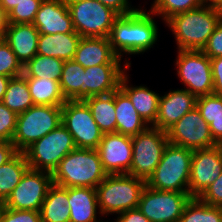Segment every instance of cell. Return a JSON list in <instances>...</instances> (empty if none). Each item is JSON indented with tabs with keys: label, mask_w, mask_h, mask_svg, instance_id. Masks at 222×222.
<instances>
[{
	"label": "cell",
	"mask_w": 222,
	"mask_h": 222,
	"mask_svg": "<svg viewBox=\"0 0 222 222\" xmlns=\"http://www.w3.org/2000/svg\"><path fill=\"white\" fill-rule=\"evenodd\" d=\"M39 35L33 24H7L3 40L24 66L37 54Z\"/></svg>",
	"instance_id": "cell-22"
},
{
	"label": "cell",
	"mask_w": 222,
	"mask_h": 222,
	"mask_svg": "<svg viewBox=\"0 0 222 222\" xmlns=\"http://www.w3.org/2000/svg\"><path fill=\"white\" fill-rule=\"evenodd\" d=\"M29 168L23 152H18L7 163L0 165V199L5 201Z\"/></svg>",
	"instance_id": "cell-29"
},
{
	"label": "cell",
	"mask_w": 222,
	"mask_h": 222,
	"mask_svg": "<svg viewBox=\"0 0 222 222\" xmlns=\"http://www.w3.org/2000/svg\"><path fill=\"white\" fill-rule=\"evenodd\" d=\"M2 103L17 114L28 110L34 105L26 78L23 75L10 79Z\"/></svg>",
	"instance_id": "cell-30"
},
{
	"label": "cell",
	"mask_w": 222,
	"mask_h": 222,
	"mask_svg": "<svg viewBox=\"0 0 222 222\" xmlns=\"http://www.w3.org/2000/svg\"><path fill=\"white\" fill-rule=\"evenodd\" d=\"M75 148L77 147L73 136L61 123L56 129L31 144L23 153L29 168L52 174L59 162Z\"/></svg>",
	"instance_id": "cell-7"
},
{
	"label": "cell",
	"mask_w": 222,
	"mask_h": 222,
	"mask_svg": "<svg viewBox=\"0 0 222 222\" xmlns=\"http://www.w3.org/2000/svg\"><path fill=\"white\" fill-rule=\"evenodd\" d=\"M201 51L210 59L222 57V22L216 26L215 30Z\"/></svg>",
	"instance_id": "cell-41"
},
{
	"label": "cell",
	"mask_w": 222,
	"mask_h": 222,
	"mask_svg": "<svg viewBox=\"0 0 222 222\" xmlns=\"http://www.w3.org/2000/svg\"><path fill=\"white\" fill-rule=\"evenodd\" d=\"M160 95L158 114L153 125L167 131L183 115L196 107L197 97L186 89H170Z\"/></svg>",
	"instance_id": "cell-18"
},
{
	"label": "cell",
	"mask_w": 222,
	"mask_h": 222,
	"mask_svg": "<svg viewBox=\"0 0 222 222\" xmlns=\"http://www.w3.org/2000/svg\"><path fill=\"white\" fill-rule=\"evenodd\" d=\"M191 198L189 192L160 191L145 185L138 209L151 222H178Z\"/></svg>",
	"instance_id": "cell-11"
},
{
	"label": "cell",
	"mask_w": 222,
	"mask_h": 222,
	"mask_svg": "<svg viewBox=\"0 0 222 222\" xmlns=\"http://www.w3.org/2000/svg\"><path fill=\"white\" fill-rule=\"evenodd\" d=\"M32 24L40 35L77 33L66 0H43Z\"/></svg>",
	"instance_id": "cell-19"
},
{
	"label": "cell",
	"mask_w": 222,
	"mask_h": 222,
	"mask_svg": "<svg viewBox=\"0 0 222 222\" xmlns=\"http://www.w3.org/2000/svg\"><path fill=\"white\" fill-rule=\"evenodd\" d=\"M43 0H22L7 14L8 24H32Z\"/></svg>",
	"instance_id": "cell-35"
},
{
	"label": "cell",
	"mask_w": 222,
	"mask_h": 222,
	"mask_svg": "<svg viewBox=\"0 0 222 222\" xmlns=\"http://www.w3.org/2000/svg\"><path fill=\"white\" fill-rule=\"evenodd\" d=\"M216 146L218 147V149L220 150V153H221V155H222V140H220V141L216 144Z\"/></svg>",
	"instance_id": "cell-53"
},
{
	"label": "cell",
	"mask_w": 222,
	"mask_h": 222,
	"mask_svg": "<svg viewBox=\"0 0 222 222\" xmlns=\"http://www.w3.org/2000/svg\"><path fill=\"white\" fill-rule=\"evenodd\" d=\"M18 151L12 142L0 141V165L7 163Z\"/></svg>",
	"instance_id": "cell-45"
},
{
	"label": "cell",
	"mask_w": 222,
	"mask_h": 222,
	"mask_svg": "<svg viewBox=\"0 0 222 222\" xmlns=\"http://www.w3.org/2000/svg\"><path fill=\"white\" fill-rule=\"evenodd\" d=\"M22 0H0V8L8 14Z\"/></svg>",
	"instance_id": "cell-47"
},
{
	"label": "cell",
	"mask_w": 222,
	"mask_h": 222,
	"mask_svg": "<svg viewBox=\"0 0 222 222\" xmlns=\"http://www.w3.org/2000/svg\"><path fill=\"white\" fill-rule=\"evenodd\" d=\"M196 107L203 119L210 124L222 113V96L211 94L197 97Z\"/></svg>",
	"instance_id": "cell-37"
},
{
	"label": "cell",
	"mask_w": 222,
	"mask_h": 222,
	"mask_svg": "<svg viewBox=\"0 0 222 222\" xmlns=\"http://www.w3.org/2000/svg\"><path fill=\"white\" fill-rule=\"evenodd\" d=\"M0 222H42L40 211L4 208Z\"/></svg>",
	"instance_id": "cell-39"
},
{
	"label": "cell",
	"mask_w": 222,
	"mask_h": 222,
	"mask_svg": "<svg viewBox=\"0 0 222 222\" xmlns=\"http://www.w3.org/2000/svg\"><path fill=\"white\" fill-rule=\"evenodd\" d=\"M107 175L96 149L75 148L59 162L52 180L62 187L96 188Z\"/></svg>",
	"instance_id": "cell-3"
},
{
	"label": "cell",
	"mask_w": 222,
	"mask_h": 222,
	"mask_svg": "<svg viewBox=\"0 0 222 222\" xmlns=\"http://www.w3.org/2000/svg\"><path fill=\"white\" fill-rule=\"evenodd\" d=\"M130 68L127 64H100L85 68L84 84L80 88V100L113 93L119 88L124 73L132 70Z\"/></svg>",
	"instance_id": "cell-17"
},
{
	"label": "cell",
	"mask_w": 222,
	"mask_h": 222,
	"mask_svg": "<svg viewBox=\"0 0 222 222\" xmlns=\"http://www.w3.org/2000/svg\"><path fill=\"white\" fill-rule=\"evenodd\" d=\"M146 11L145 7H141L134 13L119 15L109 35L113 51L130 67V55H143L154 48L160 38L159 26L154 19L156 15Z\"/></svg>",
	"instance_id": "cell-1"
},
{
	"label": "cell",
	"mask_w": 222,
	"mask_h": 222,
	"mask_svg": "<svg viewBox=\"0 0 222 222\" xmlns=\"http://www.w3.org/2000/svg\"><path fill=\"white\" fill-rule=\"evenodd\" d=\"M40 214L42 222H70L67 187L53 183L42 203Z\"/></svg>",
	"instance_id": "cell-26"
},
{
	"label": "cell",
	"mask_w": 222,
	"mask_h": 222,
	"mask_svg": "<svg viewBox=\"0 0 222 222\" xmlns=\"http://www.w3.org/2000/svg\"><path fill=\"white\" fill-rule=\"evenodd\" d=\"M219 23L217 9L204 5L173 15L164 22L175 38L177 50H202Z\"/></svg>",
	"instance_id": "cell-2"
},
{
	"label": "cell",
	"mask_w": 222,
	"mask_h": 222,
	"mask_svg": "<svg viewBox=\"0 0 222 222\" xmlns=\"http://www.w3.org/2000/svg\"><path fill=\"white\" fill-rule=\"evenodd\" d=\"M62 121V106L33 105L18 114L12 143L18 152L56 129Z\"/></svg>",
	"instance_id": "cell-6"
},
{
	"label": "cell",
	"mask_w": 222,
	"mask_h": 222,
	"mask_svg": "<svg viewBox=\"0 0 222 222\" xmlns=\"http://www.w3.org/2000/svg\"><path fill=\"white\" fill-rule=\"evenodd\" d=\"M129 76L126 71L120 80L119 88L129 97L140 117L149 126H153L158 114L160 94L144 84L133 86Z\"/></svg>",
	"instance_id": "cell-21"
},
{
	"label": "cell",
	"mask_w": 222,
	"mask_h": 222,
	"mask_svg": "<svg viewBox=\"0 0 222 222\" xmlns=\"http://www.w3.org/2000/svg\"><path fill=\"white\" fill-rule=\"evenodd\" d=\"M74 30L81 37H109L119 16L96 0H66Z\"/></svg>",
	"instance_id": "cell-8"
},
{
	"label": "cell",
	"mask_w": 222,
	"mask_h": 222,
	"mask_svg": "<svg viewBox=\"0 0 222 222\" xmlns=\"http://www.w3.org/2000/svg\"><path fill=\"white\" fill-rule=\"evenodd\" d=\"M114 222H151L138 208L130 209L116 215Z\"/></svg>",
	"instance_id": "cell-44"
},
{
	"label": "cell",
	"mask_w": 222,
	"mask_h": 222,
	"mask_svg": "<svg viewBox=\"0 0 222 222\" xmlns=\"http://www.w3.org/2000/svg\"><path fill=\"white\" fill-rule=\"evenodd\" d=\"M67 192L70 222H109L102 219L95 188L67 187Z\"/></svg>",
	"instance_id": "cell-23"
},
{
	"label": "cell",
	"mask_w": 222,
	"mask_h": 222,
	"mask_svg": "<svg viewBox=\"0 0 222 222\" xmlns=\"http://www.w3.org/2000/svg\"><path fill=\"white\" fill-rule=\"evenodd\" d=\"M85 68L74 60L64 62L59 81L66 100H80V88L84 84Z\"/></svg>",
	"instance_id": "cell-32"
},
{
	"label": "cell",
	"mask_w": 222,
	"mask_h": 222,
	"mask_svg": "<svg viewBox=\"0 0 222 222\" xmlns=\"http://www.w3.org/2000/svg\"><path fill=\"white\" fill-rule=\"evenodd\" d=\"M96 150L107 174H128L132 161V137L104 133Z\"/></svg>",
	"instance_id": "cell-16"
},
{
	"label": "cell",
	"mask_w": 222,
	"mask_h": 222,
	"mask_svg": "<svg viewBox=\"0 0 222 222\" xmlns=\"http://www.w3.org/2000/svg\"><path fill=\"white\" fill-rule=\"evenodd\" d=\"M26 81L34 105L62 106L67 101L57 80L26 78Z\"/></svg>",
	"instance_id": "cell-28"
},
{
	"label": "cell",
	"mask_w": 222,
	"mask_h": 222,
	"mask_svg": "<svg viewBox=\"0 0 222 222\" xmlns=\"http://www.w3.org/2000/svg\"><path fill=\"white\" fill-rule=\"evenodd\" d=\"M166 133L169 143L191 150L216 146L209 124L197 107L183 115Z\"/></svg>",
	"instance_id": "cell-14"
},
{
	"label": "cell",
	"mask_w": 222,
	"mask_h": 222,
	"mask_svg": "<svg viewBox=\"0 0 222 222\" xmlns=\"http://www.w3.org/2000/svg\"><path fill=\"white\" fill-rule=\"evenodd\" d=\"M222 173V155L217 146L193 150L189 195L198 198Z\"/></svg>",
	"instance_id": "cell-15"
},
{
	"label": "cell",
	"mask_w": 222,
	"mask_h": 222,
	"mask_svg": "<svg viewBox=\"0 0 222 222\" xmlns=\"http://www.w3.org/2000/svg\"><path fill=\"white\" fill-rule=\"evenodd\" d=\"M212 78H213V94L222 96V57L210 59Z\"/></svg>",
	"instance_id": "cell-43"
},
{
	"label": "cell",
	"mask_w": 222,
	"mask_h": 222,
	"mask_svg": "<svg viewBox=\"0 0 222 222\" xmlns=\"http://www.w3.org/2000/svg\"><path fill=\"white\" fill-rule=\"evenodd\" d=\"M52 184L51 173L28 168L4 201L5 207L14 210L40 211Z\"/></svg>",
	"instance_id": "cell-13"
},
{
	"label": "cell",
	"mask_w": 222,
	"mask_h": 222,
	"mask_svg": "<svg viewBox=\"0 0 222 222\" xmlns=\"http://www.w3.org/2000/svg\"><path fill=\"white\" fill-rule=\"evenodd\" d=\"M4 208H5L4 201L0 199V218H1Z\"/></svg>",
	"instance_id": "cell-51"
},
{
	"label": "cell",
	"mask_w": 222,
	"mask_h": 222,
	"mask_svg": "<svg viewBox=\"0 0 222 222\" xmlns=\"http://www.w3.org/2000/svg\"><path fill=\"white\" fill-rule=\"evenodd\" d=\"M23 74V66L17 60L11 47L2 39L0 41V75L17 77Z\"/></svg>",
	"instance_id": "cell-36"
},
{
	"label": "cell",
	"mask_w": 222,
	"mask_h": 222,
	"mask_svg": "<svg viewBox=\"0 0 222 222\" xmlns=\"http://www.w3.org/2000/svg\"><path fill=\"white\" fill-rule=\"evenodd\" d=\"M96 1L100 2L106 7H109L118 15H128L136 12L141 8V5L140 6L138 5L137 7L134 5L132 6L131 4L132 2L130 0H96Z\"/></svg>",
	"instance_id": "cell-42"
},
{
	"label": "cell",
	"mask_w": 222,
	"mask_h": 222,
	"mask_svg": "<svg viewBox=\"0 0 222 222\" xmlns=\"http://www.w3.org/2000/svg\"><path fill=\"white\" fill-rule=\"evenodd\" d=\"M103 133H116L115 91L107 95L91 96L83 100Z\"/></svg>",
	"instance_id": "cell-27"
},
{
	"label": "cell",
	"mask_w": 222,
	"mask_h": 222,
	"mask_svg": "<svg viewBox=\"0 0 222 222\" xmlns=\"http://www.w3.org/2000/svg\"><path fill=\"white\" fill-rule=\"evenodd\" d=\"M217 11L220 18V22H222V5L217 9Z\"/></svg>",
	"instance_id": "cell-52"
},
{
	"label": "cell",
	"mask_w": 222,
	"mask_h": 222,
	"mask_svg": "<svg viewBox=\"0 0 222 222\" xmlns=\"http://www.w3.org/2000/svg\"><path fill=\"white\" fill-rule=\"evenodd\" d=\"M203 5L202 0H153L149 11L164 23L171 16L187 12Z\"/></svg>",
	"instance_id": "cell-34"
},
{
	"label": "cell",
	"mask_w": 222,
	"mask_h": 222,
	"mask_svg": "<svg viewBox=\"0 0 222 222\" xmlns=\"http://www.w3.org/2000/svg\"><path fill=\"white\" fill-rule=\"evenodd\" d=\"M116 133L136 136L149 125L140 117L129 97L118 88L115 91Z\"/></svg>",
	"instance_id": "cell-25"
},
{
	"label": "cell",
	"mask_w": 222,
	"mask_h": 222,
	"mask_svg": "<svg viewBox=\"0 0 222 222\" xmlns=\"http://www.w3.org/2000/svg\"><path fill=\"white\" fill-rule=\"evenodd\" d=\"M7 24V14L0 8V36L2 38L4 37Z\"/></svg>",
	"instance_id": "cell-49"
},
{
	"label": "cell",
	"mask_w": 222,
	"mask_h": 222,
	"mask_svg": "<svg viewBox=\"0 0 222 222\" xmlns=\"http://www.w3.org/2000/svg\"><path fill=\"white\" fill-rule=\"evenodd\" d=\"M178 222H222V207L207 205L198 198H191Z\"/></svg>",
	"instance_id": "cell-33"
},
{
	"label": "cell",
	"mask_w": 222,
	"mask_h": 222,
	"mask_svg": "<svg viewBox=\"0 0 222 222\" xmlns=\"http://www.w3.org/2000/svg\"><path fill=\"white\" fill-rule=\"evenodd\" d=\"M193 150L168 143L146 185L160 191L189 192Z\"/></svg>",
	"instance_id": "cell-5"
},
{
	"label": "cell",
	"mask_w": 222,
	"mask_h": 222,
	"mask_svg": "<svg viewBox=\"0 0 222 222\" xmlns=\"http://www.w3.org/2000/svg\"><path fill=\"white\" fill-rule=\"evenodd\" d=\"M176 73L183 89L196 97L213 94L210 58L201 50H177Z\"/></svg>",
	"instance_id": "cell-10"
},
{
	"label": "cell",
	"mask_w": 222,
	"mask_h": 222,
	"mask_svg": "<svg viewBox=\"0 0 222 222\" xmlns=\"http://www.w3.org/2000/svg\"><path fill=\"white\" fill-rule=\"evenodd\" d=\"M61 123L73 136L77 148L97 149L104 133L83 100H67L62 105Z\"/></svg>",
	"instance_id": "cell-12"
},
{
	"label": "cell",
	"mask_w": 222,
	"mask_h": 222,
	"mask_svg": "<svg viewBox=\"0 0 222 222\" xmlns=\"http://www.w3.org/2000/svg\"><path fill=\"white\" fill-rule=\"evenodd\" d=\"M146 181L129 174H108L95 188L101 215H117L138 208Z\"/></svg>",
	"instance_id": "cell-4"
},
{
	"label": "cell",
	"mask_w": 222,
	"mask_h": 222,
	"mask_svg": "<svg viewBox=\"0 0 222 222\" xmlns=\"http://www.w3.org/2000/svg\"><path fill=\"white\" fill-rule=\"evenodd\" d=\"M18 114L0 102V141L12 142Z\"/></svg>",
	"instance_id": "cell-38"
},
{
	"label": "cell",
	"mask_w": 222,
	"mask_h": 222,
	"mask_svg": "<svg viewBox=\"0 0 222 222\" xmlns=\"http://www.w3.org/2000/svg\"><path fill=\"white\" fill-rule=\"evenodd\" d=\"M203 5L209 8L218 9L222 5V0H202Z\"/></svg>",
	"instance_id": "cell-50"
},
{
	"label": "cell",
	"mask_w": 222,
	"mask_h": 222,
	"mask_svg": "<svg viewBox=\"0 0 222 222\" xmlns=\"http://www.w3.org/2000/svg\"><path fill=\"white\" fill-rule=\"evenodd\" d=\"M80 40L77 33L42 34L38 38L37 54L63 61L73 60Z\"/></svg>",
	"instance_id": "cell-24"
},
{
	"label": "cell",
	"mask_w": 222,
	"mask_h": 222,
	"mask_svg": "<svg viewBox=\"0 0 222 222\" xmlns=\"http://www.w3.org/2000/svg\"><path fill=\"white\" fill-rule=\"evenodd\" d=\"M198 199L204 204L222 207V173L204 190Z\"/></svg>",
	"instance_id": "cell-40"
},
{
	"label": "cell",
	"mask_w": 222,
	"mask_h": 222,
	"mask_svg": "<svg viewBox=\"0 0 222 222\" xmlns=\"http://www.w3.org/2000/svg\"><path fill=\"white\" fill-rule=\"evenodd\" d=\"M209 128L213 140L217 144L220 140H222V113L213 119V121L209 124Z\"/></svg>",
	"instance_id": "cell-46"
},
{
	"label": "cell",
	"mask_w": 222,
	"mask_h": 222,
	"mask_svg": "<svg viewBox=\"0 0 222 222\" xmlns=\"http://www.w3.org/2000/svg\"><path fill=\"white\" fill-rule=\"evenodd\" d=\"M168 143L167 133L154 126H148L133 136L132 161L128 174L147 181L159 164Z\"/></svg>",
	"instance_id": "cell-9"
},
{
	"label": "cell",
	"mask_w": 222,
	"mask_h": 222,
	"mask_svg": "<svg viewBox=\"0 0 222 222\" xmlns=\"http://www.w3.org/2000/svg\"><path fill=\"white\" fill-rule=\"evenodd\" d=\"M73 60L83 68L100 64H127L113 51L109 37H81Z\"/></svg>",
	"instance_id": "cell-20"
},
{
	"label": "cell",
	"mask_w": 222,
	"mask_h": 222,
	"mask_svg": "<svg viewBox=\"0 0 222 222\" xmlns=\"http://www.w3.org/2000/svg\"><path fill=\"white\" fill-rule=\"evenodd\" d=\"M10 79L11 77L0 75V102H2L3 100L4 94L6 92V88Z\"/></svg>",
	"instance_id": "cell-48"
},
{
	"label": "cell",
	"mask_w": 222,
	"mask_h": 222,
	"mask_svg": "<svg viewBox=\"0 0 222 222\" xmlns=\"http://www.w3.org/2000/svg\"><path fill=\"white\" fill-rule=\"evenodd\" d=\"M63 60L36 54L29 62L23 66V76L25 78H44L60 81Z\"/></svg>",
	"instance_id": "cell-31"
}]
</instances>
